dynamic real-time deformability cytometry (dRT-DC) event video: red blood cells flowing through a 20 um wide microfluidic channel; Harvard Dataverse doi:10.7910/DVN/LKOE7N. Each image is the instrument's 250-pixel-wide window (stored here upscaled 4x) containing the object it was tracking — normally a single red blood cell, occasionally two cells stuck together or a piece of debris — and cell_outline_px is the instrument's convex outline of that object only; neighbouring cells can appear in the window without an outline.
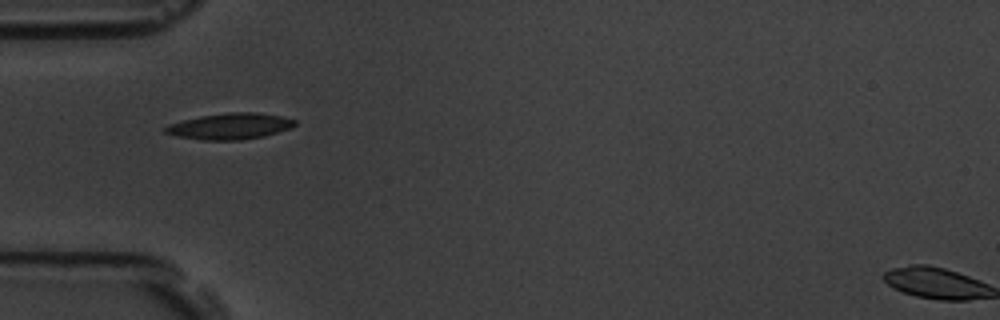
{"species": "common noctule bat (a hibernating species)", "species_latin": "Nyctalus noctula", "temperature_condition": "room temperature", "stored_images_in_passage": 2, "camera_frame_rate_fps": 3000, "um_per_image_px": 0.085, "animal": {"sex": "male", "body_mass_g": 19.5, "forearm_length_mm": 54.6}, "frame": {"image": 1, "passage_image": 1, "time_ms": 0.0, "image_size_px": [1000, 320], "cell_outline_px": [[296, 124], [292, 128], [264, 136], [240, 140], [204, 140], [176, 136], [164, 132], [164, 128], [168, 124], [200, 116], [228, 112], [256, 112], [280, 116], [296, 120]], "centroid_in_image_um": [19.56, 10.73], "position_along_channel_um": 65.4, "area_um2": 19.71}}
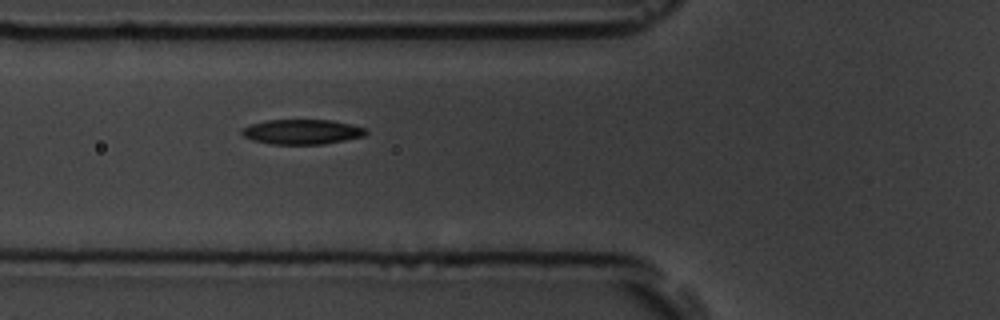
{"frame": {"image": 2, "passage_image": 2, "time_ms": 1.0, "image_size_px": [1000, 320], "cell_outline_px": [[368, 132], [364, 136], [324, 144], [272, 144], [252, 140], [244, 136], [240, 132], [240, 128], [252, 124], [268, 120], [332, 120], [352, 124], [368, 128]], "centroid_in_image_um": [25.69, 11.2], "position_along_channel_um": 100.1, "area_um2": 18.09}}